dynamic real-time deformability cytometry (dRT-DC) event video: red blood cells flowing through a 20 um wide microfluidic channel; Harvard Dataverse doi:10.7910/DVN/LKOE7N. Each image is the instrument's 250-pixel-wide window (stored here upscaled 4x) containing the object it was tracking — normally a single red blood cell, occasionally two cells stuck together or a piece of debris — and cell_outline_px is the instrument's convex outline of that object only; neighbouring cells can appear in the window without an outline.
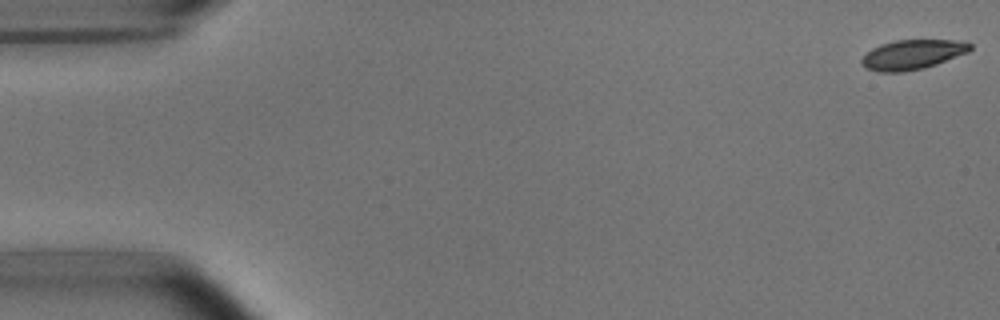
{"species": "common noctule bat (a hibernating species)", "species_latin": "Nyctalus noctula", "temperature_condition": "room temperature", "stored_images_in_passage": 15, "camera_frame_rate_fps": 3000, "um_per_image_px": 0.085, "animal": {"sex": "male", "body_mass_g": 15.6}, "frame": {"image": 1, "passage_image": 1, "time_ms": 0.0, "image_size_px": [1000, 320], "cell_outline_px": [[972, 48], [968, 52], [936, 64], [924, 68], [900, 72], [876, 72], [864, 68], [860, 64], [860, 60], [872, 48], [880, 44], [896, 40], [952, 40], [972, 44]], "centroid_in_image_um": [77.5, 4.65], "position_along_channel_um": 7.5, "area_um2": 18.73}}
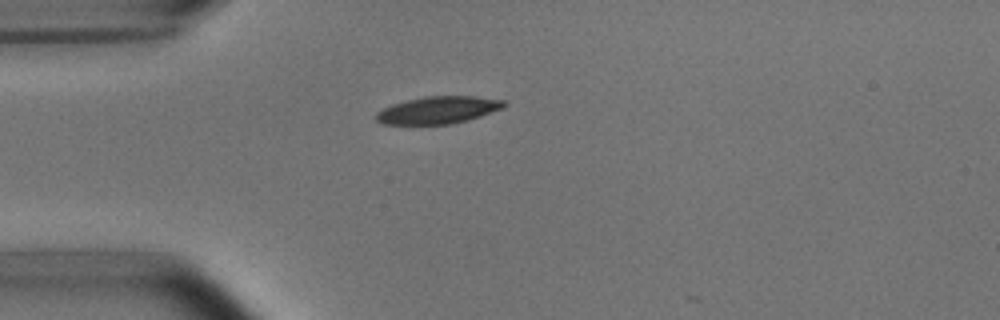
{"frame": {"image": 2, "passage_image": 14, "time_ms": 4.333, "image_size_px": [1000, 320], "cell_outline_px": [[508, 104], [504, 108], [480, 116], [448, 124], [380, 124], [376, 120], [376, 112], [392, 104], [424, 96], [476, 96], [504, 100]], "centroid_in_image_um": [37.25, 9.34], "position_along_channel_um": 47.7, "area_um2": 20.23}}